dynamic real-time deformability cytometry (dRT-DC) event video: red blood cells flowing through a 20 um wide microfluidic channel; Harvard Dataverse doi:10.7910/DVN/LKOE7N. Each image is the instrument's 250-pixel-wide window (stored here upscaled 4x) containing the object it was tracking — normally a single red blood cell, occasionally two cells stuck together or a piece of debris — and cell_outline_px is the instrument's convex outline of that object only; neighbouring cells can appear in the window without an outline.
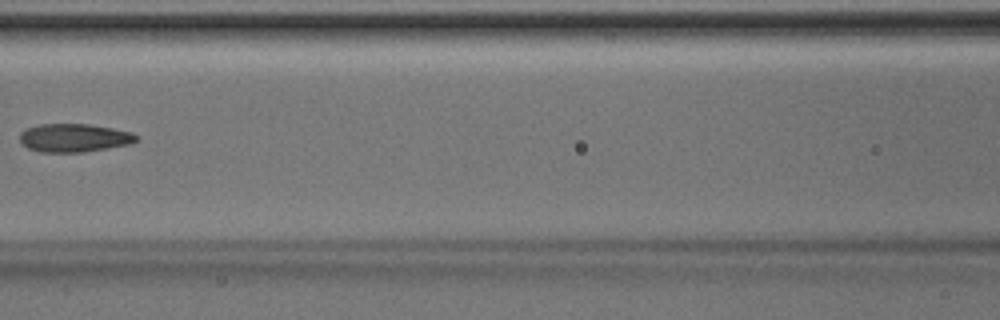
{"species": "Egyptian fruit bat (a non-hibernating species)", "species_latin": "Rousettus aegyptiacus", "temperature_condition": "room temperature", "stored_images_in_passage": 6, "camera_frame_rate_fps": 3000, "um_per_image_px": 0.085, "animal": {"sex": "male"}, "frame": {"image": 1, "passage_image": 6, "time_ms": 1.667, "image_size_px": [1000, 320], "cell_outline_px": [[140, 136], [132, 144], [84, 152], [40, 152], [28, 148], [20, 144], [20, 132], [28, 128], [40, 124], [88, 124], [112, 128], [132, 132]], "centroid_in_image_um": [6.31, 11.72], "position_along_channel_um": 160.3, "area_um2": 19.36}}